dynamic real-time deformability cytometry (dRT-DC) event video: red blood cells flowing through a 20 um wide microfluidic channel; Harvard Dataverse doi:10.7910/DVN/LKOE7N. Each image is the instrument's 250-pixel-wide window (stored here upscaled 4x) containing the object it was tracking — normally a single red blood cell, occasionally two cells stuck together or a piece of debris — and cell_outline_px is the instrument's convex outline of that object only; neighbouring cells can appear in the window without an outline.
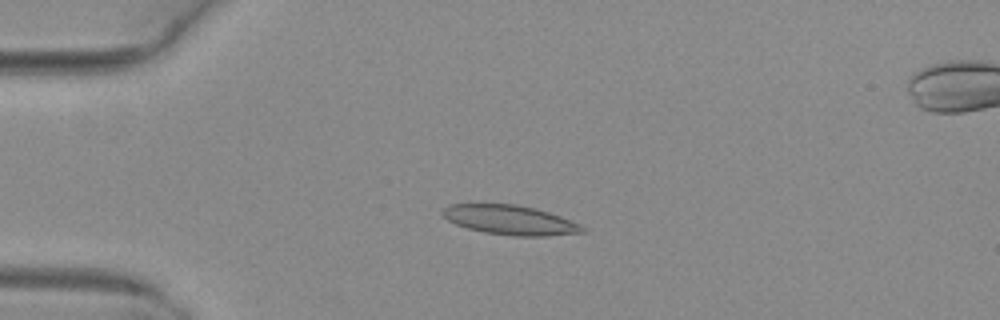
{"species": "common noctule bat (a hibernating species)", "species_latin": "Nyctalus noctula", "temperature_condition": "warm", "stored_images_in_passage": 6, "camera_frame_rate_fps": 3000, "um_per_image_px": 0.085, "animal": {"sex": "female", "body_mass_g": 29.2, "forearm_length_mm": 56.3}, "frame": {"image": 1, "passage_image": 4, "time_ms": 1.0, "image_size_px": [1000, 320], "cell_outline_px": [[588, 228], [584, 232], [548, 236], [512, 236], [484, 232], [468, 228], [456, 224], [448, 220], [440, 212], [448, 204], [476, 200], [516, 204], [536, 208], [560, 216], [580, 224]], "centroid_in_image_um": [43.28, 18.64], "position_along_channel_um": 41.7, "area_um2": 25.09}}
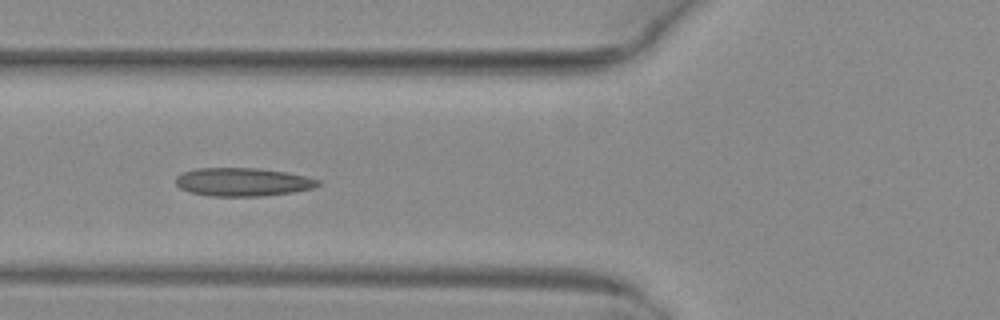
{"frame": {"image": 2, "passage_image": 6, "time_ms": 1.667, "image_size_px": [1000, 320], "cell_outline_px": [[320, 184], [312, 188], [292, 192], [260, 196], [212, 196], [188, 192], [180, 188], [176, 184], [176, 176], [180, 172], [196, 168], [256, 168], [288, 172], [320, 180]], "centroid_in_image_um": [20.58, 15.46], "position_along_channel_um": 105.2, "area_um2": 23.52}}